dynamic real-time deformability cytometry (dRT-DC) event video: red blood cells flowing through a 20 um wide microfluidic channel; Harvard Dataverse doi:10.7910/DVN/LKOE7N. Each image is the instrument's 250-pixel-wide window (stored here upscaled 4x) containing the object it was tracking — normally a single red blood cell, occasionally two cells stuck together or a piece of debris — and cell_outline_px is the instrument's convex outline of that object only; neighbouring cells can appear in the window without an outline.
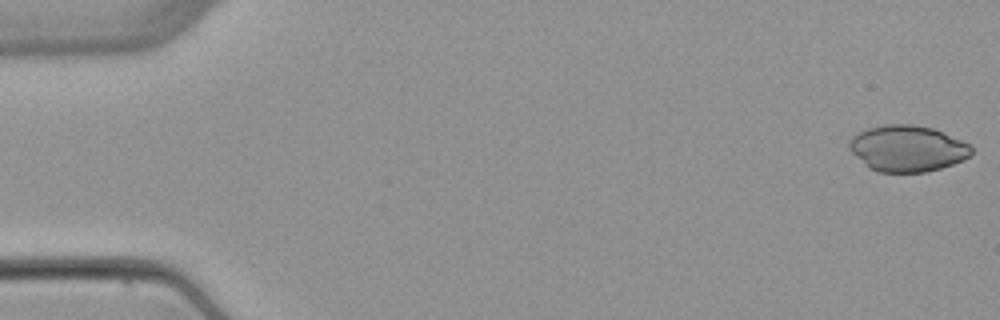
{"species": "common noctule bat (a hibernating species)", "species_latin": "Nyctalus noctula", "temperature_condition": "warm", "stored_images_in_passage": 7, "camera_frame_rate_fps": 3000, "um_per_image_px": 0.085, "animal": {"sex": "female", "body_mass_g": 22.7, "forearm_length_mm": 54.2}, "frame": {"image": 1, "passage_image": 1, "time_ms": 0.0, "image_size_px": [1000, 320], "cell_outline_px": [[972, 152], [964, 160], [940, 168], [924, 172], [880, 172], [868, 168], [848, 148], [848, 140], [852, 136], [868, 128], [884, 124], [912, 124], [932, 128], [972, 144]], "centroid_in_image_um": [77.12, 12.61], "position_along_channel_um": 7.9, "area_um2": 32.95}}